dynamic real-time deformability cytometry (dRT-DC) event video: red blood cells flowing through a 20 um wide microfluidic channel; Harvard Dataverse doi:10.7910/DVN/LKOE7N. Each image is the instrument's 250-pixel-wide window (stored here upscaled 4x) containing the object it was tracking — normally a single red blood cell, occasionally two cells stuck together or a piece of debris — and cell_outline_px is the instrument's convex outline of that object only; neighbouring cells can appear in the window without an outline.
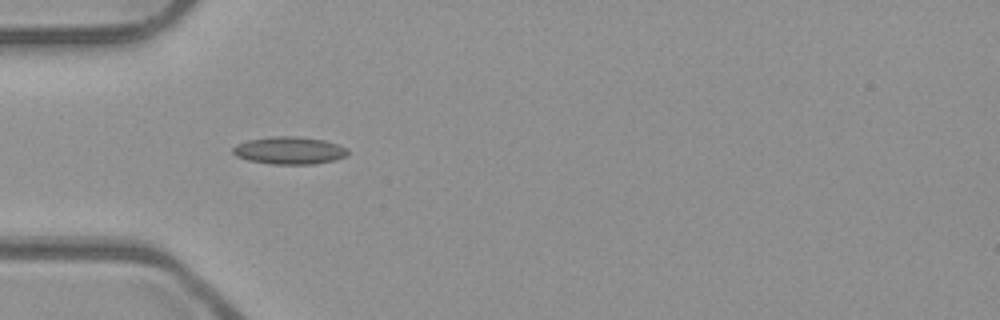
{"species": "common noctule bat (a hibernating species)", "species_latin": "Nyctalus noctula", "temperature_condition": "room temperature", "stored_images_in_passage": 42, "camera_frame_rate_fps": 3000, "um_per_image_px": 0.085, "animal": {"sex": "male", "body_mass_g": 23.1, "forearm_length_mm": 52.7}, "frame": {"image": 1, "passage_image": 6, "time_ms": 1.667, "image_size_px": [1000, 320], "cell_outline_px": [[348, 152], [344, 156], [336, 160], [312, 164], [272, 164], [248, 160], [236, 156], [232, 152], [232, 148], [236, 144], [248, 140], [272, 136], [296, 136], [324, 140], [348, 148]], "centroid_in_image_um": [24.57, 12.79], "position_along_channel_um": 60.4, "area_um2": 18.38}}
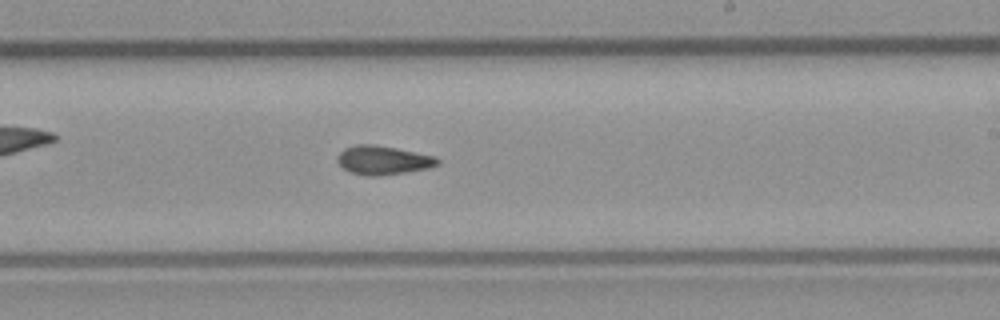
{"frame": {"image": 2, "passage_image": 21, "time_ms": 6.667, "image_size_px": [1000, 320], "cell_outline_px": [[440, 164], [428, 168], [380, 176], [368, 176], [352, 172], [344, 168], [336, 160], [336, 156], [344, 148], [356, 144], [372, 144], [396, 148], [436, 156], [440, 160]], "centroid_in_image_um": [32.57, 13.61], "position_along_channel_um": 256.4, "area_um2": 16.82}}
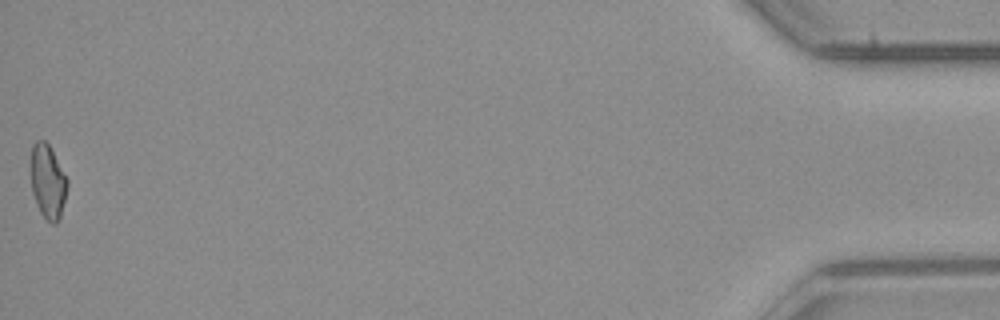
{"frame": {"image": 3, "passage_image": 42, "time_ms": 13.667, "image_size_px": [1000, 320], "cell_outline_px": [[68, 184], [60, 216], [56, 224], [52, 224], [40, 212], [36, 204], [32, 192], [28, 160], [32, 144], [36, 140], [44, 140], [48, 144], [68, 180]], "centroid_in_image_um": [4.0, 15.38], "position_along_channel_um": 431.2, "area_um2": 16.01}, "authors_computed_cell_mechanics": {"area_um2": 16.4152, "velocity_mm_per_s": 3.9576, "shape_relaxation_time_tau1_ms": null, "shape_relaxation_time_tau2_ms": 5.4507, "deformation_change_tau1": null, "deformation_change_tau2": 0.1002}}